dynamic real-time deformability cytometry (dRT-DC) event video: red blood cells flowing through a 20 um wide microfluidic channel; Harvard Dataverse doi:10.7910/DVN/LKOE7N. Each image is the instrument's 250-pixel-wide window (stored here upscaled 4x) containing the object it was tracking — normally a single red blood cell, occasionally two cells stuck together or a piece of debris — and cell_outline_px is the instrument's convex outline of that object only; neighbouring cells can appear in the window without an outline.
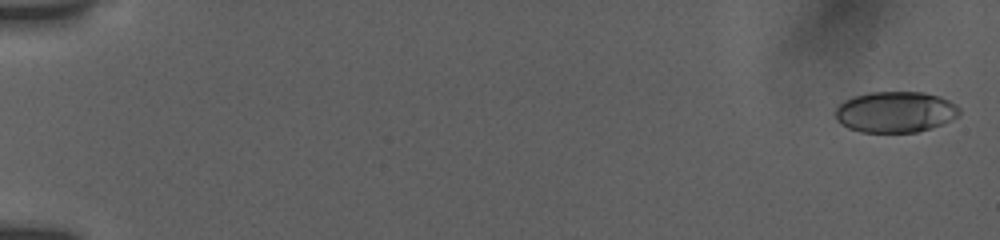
{"species": "human", "species_latin": "Homo sapiens", "temperature_condition": "room temperature", "stored_images_in_passage": 26, "camera_frame_rate_fps": 3000, "um_per_image_px": 0.085, "donor": {"sex": "female"}, "frame": {"image": 1, "passage_image": 1, "time_ms": 0.0, "image_size_px": [1000, 240], "cell_outline_px": [[960, 112], [952, 120], [932, 128], [916, 132], [860, 132], [848, 128], [840, 124], [836, 120], [836, 108], [844, 100], [852, 96], [868, 92], [924, 92], [940, 96], [956, 104], [960, 108]], "centroid_in_image_um": [76.1, 9.51], "position_along_channel_um": 8.9, "area_um2": 29.88}}
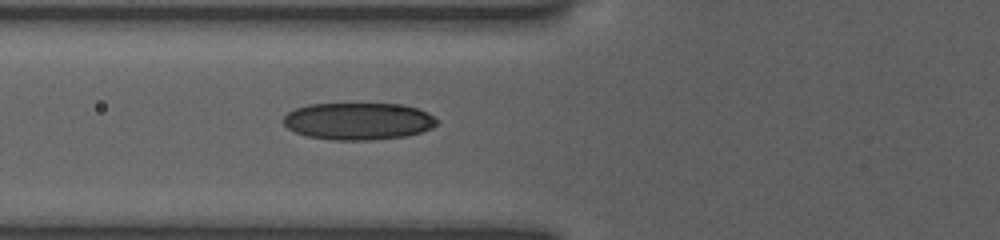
{"frame": {"image": 2, "passage_image": 15, "time_ms": 4.667, "image_size_px": [1000, 240], "cell_outline_px": [[436, 124], [432, 128], [408, 136], [372, 140], [332, 140], [308, 136], [296, 132], [288, 128], [280, 120], [288, 112], [296, 108], [308, 104], [404, 104], [428, 112], [436, 120]], "centroid_in_image_um": [30.43, 10.3], "position_along_channel_um": 95.4, "area_um2": 33.29}}
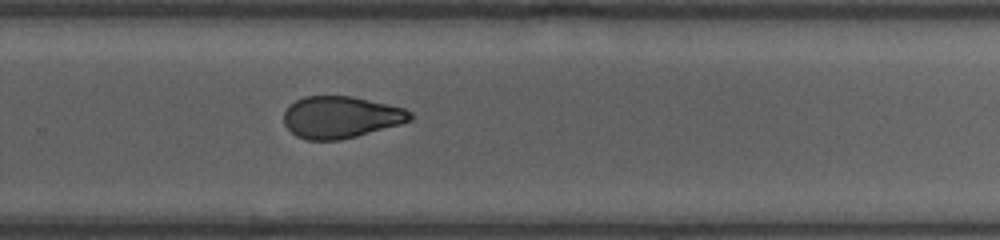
{"frame": {"image": 3, "passage_image": 26, "time_ms": 8.333, "image_size_px": [1000, 240], "cell_outline_px": [[416, 116], [412, 120], [400, 124], [356, 136], [340, 140], [308, 140], [296, 136], [284, 124], [284, 112], [296, 100], [304, 96], [352, 96], [388, 104], [404, 108], [412, 112]], "centroid_in_image_um": [29.0, 9.96], "position_along_channel_um": 300.8, "area_um2": 30.81}}